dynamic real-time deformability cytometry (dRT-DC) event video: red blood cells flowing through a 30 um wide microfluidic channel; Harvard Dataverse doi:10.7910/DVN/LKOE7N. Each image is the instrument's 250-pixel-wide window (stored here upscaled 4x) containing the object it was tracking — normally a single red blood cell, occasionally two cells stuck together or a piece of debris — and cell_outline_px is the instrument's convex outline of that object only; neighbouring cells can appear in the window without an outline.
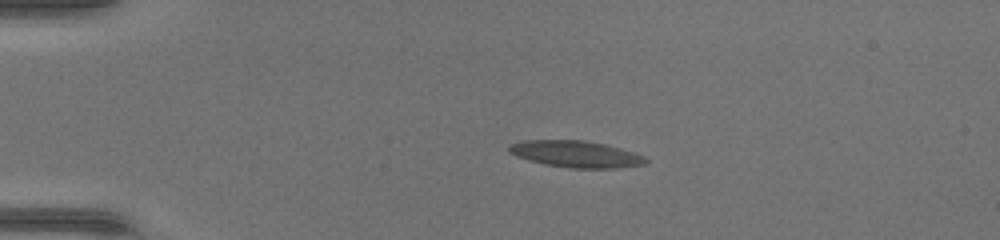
{"species": "common noctule bat (a hibernating species)", "species_latin": "Nyctalus noctula", "temperature_condition": "warm", "stored_images_in_passage": 38, "camera_frame_rate_fps": 3000, "um_per_image_px": 0.085, "animal": {"sex": "female", "body_mass_g": 17.0, "forearm_length_mm": 48.0}, "frame": {"image": 1, "passage_image": 1, "time_ms": 0.0, "image_size_px": [1000, 240], "cell_outline_px": [[648, 160], [644, 164], [616, 168], [572, 168], [544, 164], [528, 160], [516, 156], [508, 152], [508, 144], [524, 140], [584, 140], [604, 144], [620, 148], [644, 156]], "centroid_in_image_um": [48.9, 13.09], "position_along_channel_um": 36.1, "area_um2": 21.15}}
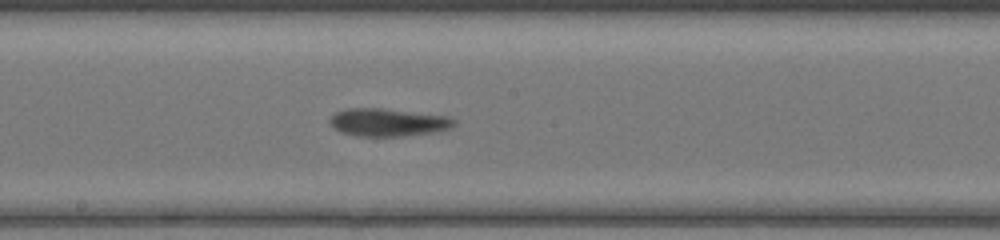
{"frame": {"image": 2, "passage_image": 17, "time_ms": 5.333, "image_size_px": [1000, 240], "cell_outline_px": [[456, 124], [452, 128], [440, 132], [400, 136], [360, 136], [340, 132], [332, 128], [328, 120], [336, 112], [348, 108], [380, 108], [448, 116], [456, 120]], "centroid_in_image_um": [33.0, 10.41], "position_along_channel_um": 215.2, "area_um2": 20.35}}
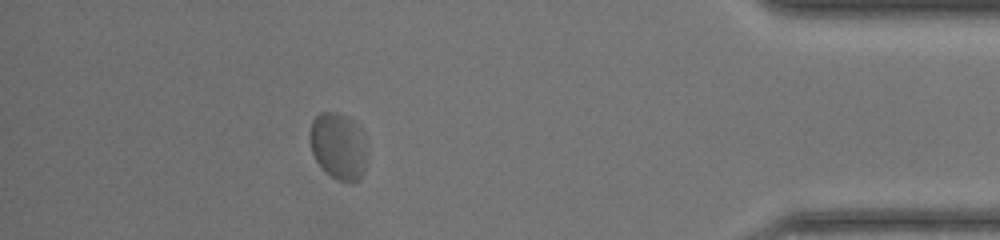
{"frame": {"image": 3, "passage_image": 33, "time_ms": 10.667, "image_size_px": [1000, 240], "cell_outline_px": [[368, 156], [364, 168], [360, 176], [356, 180], [336, 180], [316, 160], [312, 152], [308, 140], [308, 132], [312, 120], [320, 112], [336, 112], [352, 120], [360, 128], [368, 152]], "centroid_in_image_um": [28.74, 12.37], "position_along_channel_um": 406.5, "area_um2": 22.14}}